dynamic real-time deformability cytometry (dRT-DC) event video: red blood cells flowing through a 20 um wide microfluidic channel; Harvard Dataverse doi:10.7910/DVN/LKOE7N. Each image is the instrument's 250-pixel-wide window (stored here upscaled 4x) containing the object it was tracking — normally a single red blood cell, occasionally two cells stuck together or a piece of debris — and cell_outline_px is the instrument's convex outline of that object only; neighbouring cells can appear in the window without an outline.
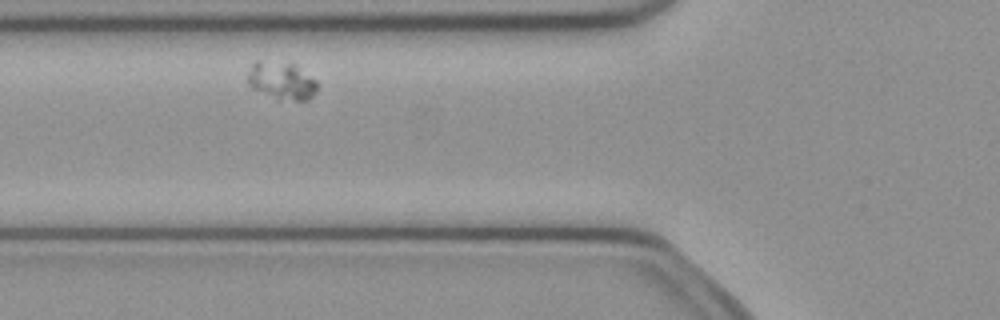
{"species": "common noctule bat (a hibernating species)", "species_latin": "Nyctalus noctula", "temperature_condition": "cold", "stored_images_in_passage": 3, "camera_frame_rate_fps": 3000, "um_per_image_px": 0.085, "animal": {"sex": "female", "body_mass_g": 21.9}, "frame": {"image": 1, "passage_image": 2, "time_ms": 0.333, "image_size_px": [1000, 320], "cell_outline_px": [[316, 92], [308, 100], [276, 100], [252, 88], [248, 84], [248, 72], [252, 64], [256, 60], [296, 64], [316, 80]], "centroid_in_image_um": [23.93, 6.87], "position_along_channel_um": 101.9, "area_um2": 15.37}}
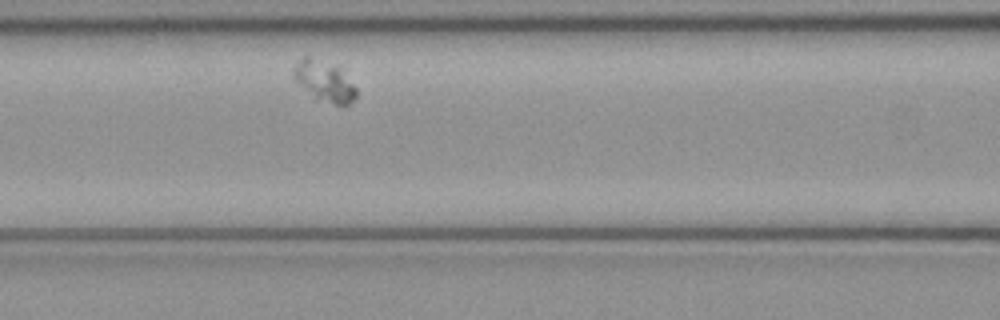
{"frame": {"image": 2, "passage_image": 3, "time_ms": 0.667, "image_size_px": [1000, 320], "cell_outline_px": [[356, 96], [348, 104], [336, 104], [316, 100], [292, 76], [292, 68], [304, 56], [308, 56], [340, 64], [356, 88]], "centroid_in_image_um": [27.58, 6.84], "position_along_channel_um": 139.0, "area_um2": 15.14}}